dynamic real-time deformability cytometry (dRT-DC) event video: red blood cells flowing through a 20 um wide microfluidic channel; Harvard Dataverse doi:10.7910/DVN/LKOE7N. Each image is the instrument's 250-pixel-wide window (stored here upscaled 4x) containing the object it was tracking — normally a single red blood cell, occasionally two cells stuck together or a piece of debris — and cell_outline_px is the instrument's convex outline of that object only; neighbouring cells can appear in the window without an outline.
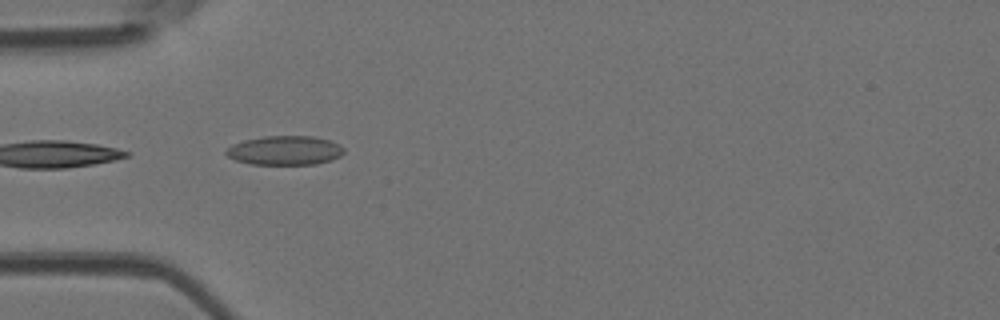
{"species": "Egyptian fruit bat (a non-hibernating species)", "species_latin": "Rousettus aegyptiacus", "temperature_condition": "room temperature", "stored_images_in_passage": 6, "camera_frame_rate_fps": 3000, "um_per_image_px": 0.085, "animal": {"sex": "female"}, "frame": {"image": 1, "passage_image": 5, "time_ms": 1.333, "image_size_px": [1000, 320], "cell_outline_px": [[344, 152], [340, 156], [332, 160], [316, 164], [248, 164], [236, 160], [228, 156], [224, 152], [232, 144], [244, 140], [264, 136], [312, 136], [328, 140], [340, 144], [344, 148]], "centroid_in_image_um": [24.22, 12.78], "position_along_channel_um": 60.8, "area_um2": 20.06}}
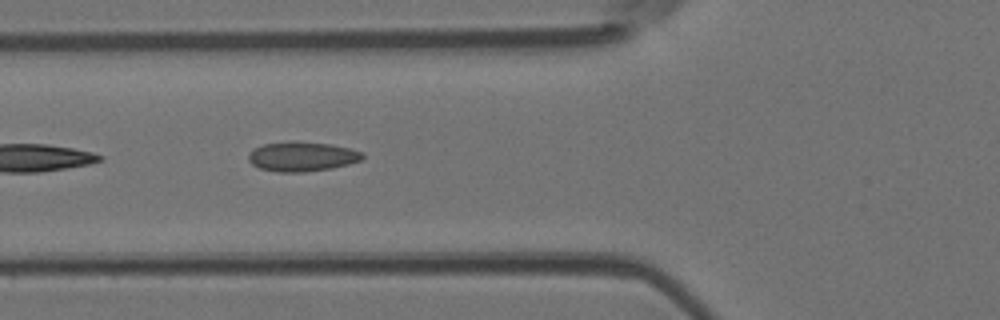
{"frame": {"image": 2, "passage_image": 6, "time_ms": 1.667, "image_size_px": [1000, 320], "cell_outline_px": [[364, 156], [360, 160], [348, 164], [332, 168], [304, 172], [280, 172], [260, 168], [252, 164], [248, 160], [248, 152], [252, 148], [264, 144], [292, 140], [332, 144], [364, 152]], "centroid_in_image_um": [25.64, 13.29], "position_along_channel_um": 100.2, "area_um2": 19.88}}